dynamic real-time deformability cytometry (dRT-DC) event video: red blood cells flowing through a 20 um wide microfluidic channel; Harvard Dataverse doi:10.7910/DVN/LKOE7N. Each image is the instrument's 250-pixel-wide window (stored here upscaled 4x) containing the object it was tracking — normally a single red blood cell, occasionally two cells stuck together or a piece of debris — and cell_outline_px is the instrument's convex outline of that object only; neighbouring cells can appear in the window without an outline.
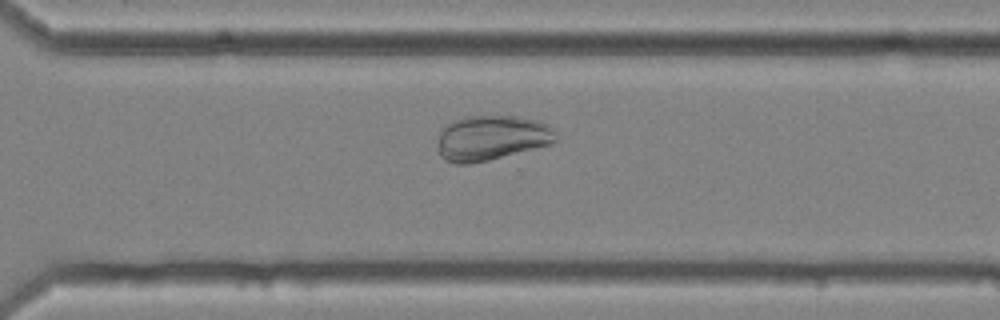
{"species": "common noctule bat (a hibernating species)", "species_latin": "Nyctalus noctula", "temperature_condition": "cold", "stored_images_in_passage": 56, "camera_frame_rate_fps": 3000, "um_per_image_px": 0.085, "animal": {"sex": "female", "body_mass_g": 25.1}, "frame": {"image": 1, "passage_image": 40, "time_ms": 13.0, "image_size_px": [1000, 320], "cell_outline_px": [[556, 140], [552, 144], [472, 164], [456, 164], [444, 160], [440, 156], [436, 148], [440, 128], [444, 124], [452, 120], [464, 116], [520, 116], [536, 120], [548, 124], [556, 132]], "centroid_in_image_um": [41.72, 11.71], "position_along_channel_um": 328.9, "area_um2": 31.62}}